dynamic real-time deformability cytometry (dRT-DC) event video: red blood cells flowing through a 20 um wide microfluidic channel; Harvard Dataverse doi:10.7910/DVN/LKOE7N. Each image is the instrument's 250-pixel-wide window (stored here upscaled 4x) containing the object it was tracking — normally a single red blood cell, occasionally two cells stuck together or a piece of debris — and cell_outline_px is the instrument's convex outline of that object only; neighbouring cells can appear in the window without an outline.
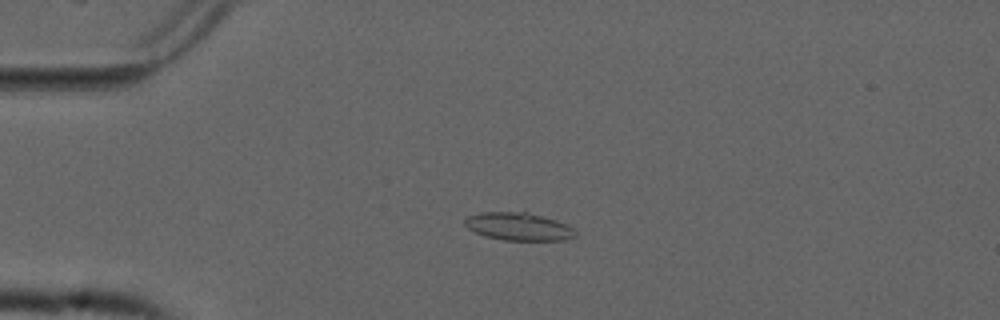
{"species": "common noctule bat (a hibernating species)", "species_latin": "Nyctalus noctula", "temperature_condition": "cold", "stored_images_in_passage": 54, "camera_frame_rate_fps": 3000, "um_per_image_px": 0.085, "animal": {"sex": "male", "forearm_length_mm": 52.5}, "frame": {"image": 1, "passage_image": 13, "time_ms": 4.0, "image_size_px": [1000, 320], "cell_outline_px": [[576, 236], [564, 240], [504, 240], [484, 236], [468, 228], [464, 224], [464, 220], [468, 216], [480, 212], [524, 208], [556, 220], [572, 228], [576, 232]], "centroid_in_image_um": [44.05, 19.19], "position_along_channel_um": 40.9, "area_um2": 18.79}}
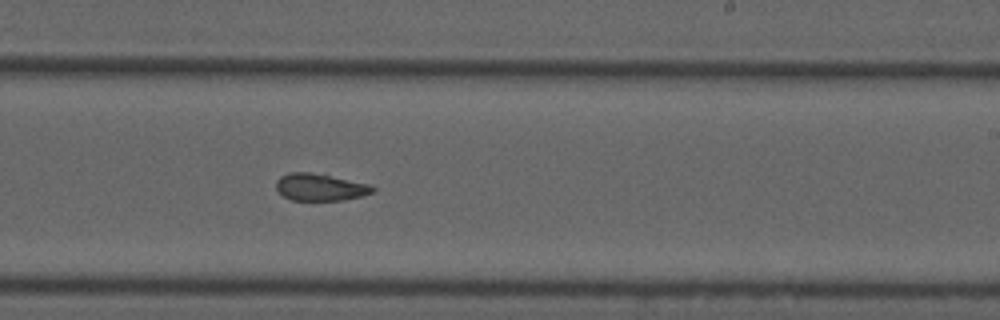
{"frame": {"image": 2, "passage_image": 33, "time_ms": 10.667, "image_size_px": [1000, 320], "cell_outline_px": [[376, 192], [344, 200], [292, 200], [284, 196], [276, 188], [276, 180], [280, 176], [288, 172], [308, 172], [368, 184], [376, 188]], "centroid_in_image_um": [27.19, 15.92], "position_along_channel_um": 261.8, "area_um2": 15.03}}
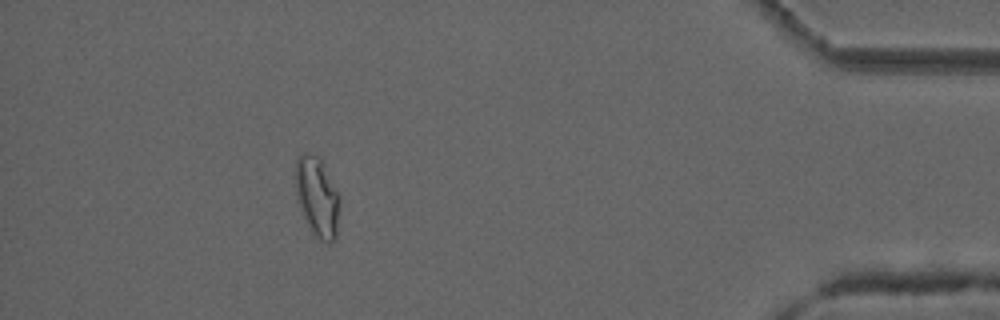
{"frame": {"image": 3, "passage_image": 49, "time_ms": 16.0, "image_size_px": [1000, 320], "cell_outline_px": [[340, 204], [336, 240], [332, 244], [328, 244], [312, 236], [296, 200], [296, 156], [320, 156], [340, 196]], "centroid_in_image_um": [26.99, 16.84], "position_along_channel_um": 408.2, "area_um2": 20.92}, "authors_computed_cell_mechanics": {"area_um2": 17.6579, "velocity_mm_per_s": 3.7394, "shape_relaxation_time_tau1_ms": null, "shape_relaxation_time_tau2_ms": 1.9919, "deformation_change_tau1": null, "deformation_change_tau2": 0.0658}}